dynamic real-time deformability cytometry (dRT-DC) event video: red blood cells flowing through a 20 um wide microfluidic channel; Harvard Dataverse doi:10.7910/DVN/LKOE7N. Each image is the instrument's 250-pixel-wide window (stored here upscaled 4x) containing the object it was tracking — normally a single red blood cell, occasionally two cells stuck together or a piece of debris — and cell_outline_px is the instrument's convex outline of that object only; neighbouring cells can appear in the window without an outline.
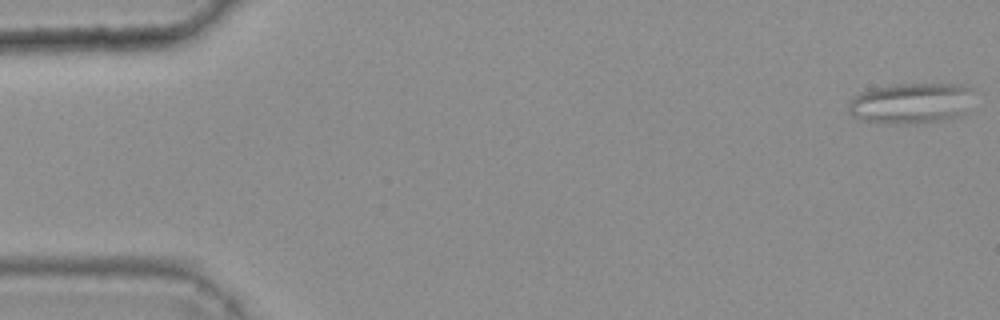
{"species": "common noctule bat (a hibernating species)", "species_latin": "Nyctalus noctula", "temperature_condition": "warm", "stored_images_in_passage": 49, "camera_frame_rate_fps": 3000, "um_per_image_px": 0.085, "animal": {"sex": "female", "body_mass_g": 25.1}, "frame": {"image": 1, "passage_image": 1, "time_ms": 0.0, "image_size_px": [1000, 320], "cell_outline_px": [[968, 88], [964, 112], [956, 116], [940, 120], [916, 124], [904, 124], [860, 120], [852, 116], [848, 112], [848, 100], [852, 96], [868, 88], [892, 84], [964, 84]], "centroid_in_image_um": [77.25, 8.76], "position_along_channel_um": 7.7, "area_um2": 29.36}}
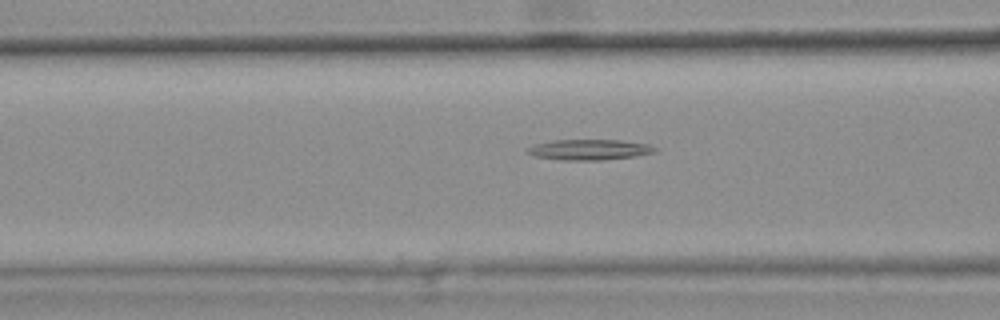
{"frame": {"image": 2, "passage_image": 21, "time_ms": 6.667, "image_size_px": [1000, 320], "cell_outline_px": [[656, 152], [636, 156], [600, 160], [564, 160], [532, 156], [528, 152], [528, 148], [532, 144], [552, 140], [620, 140], [648, 144], [656, 148]], "centroid_in_image_um": [50.07, 12.72], "position_along_channel_um": 116.5, "area_um2": 15.26}}
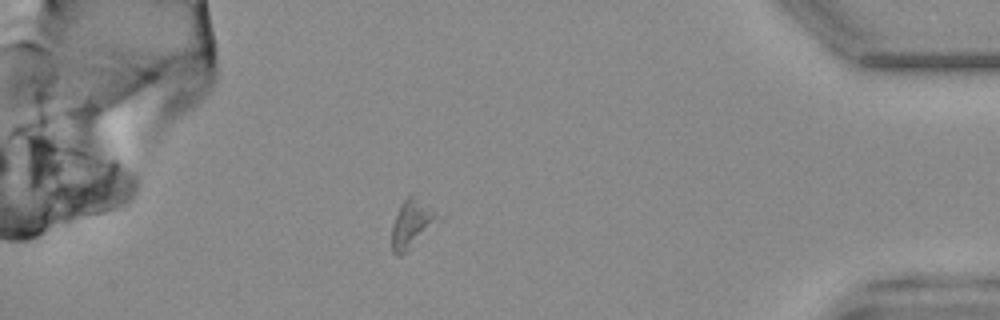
{"frame": {"image": 3, "passage_image": 47, "time_ms": 15.333, "image_size_px": [1000, 320], "cell_outline_px": [[436, 216], [404, 252], [400, 256], [396, 256], [392, 252], [392, 224], [400, 204], [412, 192], [436, 212]], "centroid_in_image_um": [34.85, 18.94], "position_along_channel_um": 400.3, "area_um2": 11.62}}